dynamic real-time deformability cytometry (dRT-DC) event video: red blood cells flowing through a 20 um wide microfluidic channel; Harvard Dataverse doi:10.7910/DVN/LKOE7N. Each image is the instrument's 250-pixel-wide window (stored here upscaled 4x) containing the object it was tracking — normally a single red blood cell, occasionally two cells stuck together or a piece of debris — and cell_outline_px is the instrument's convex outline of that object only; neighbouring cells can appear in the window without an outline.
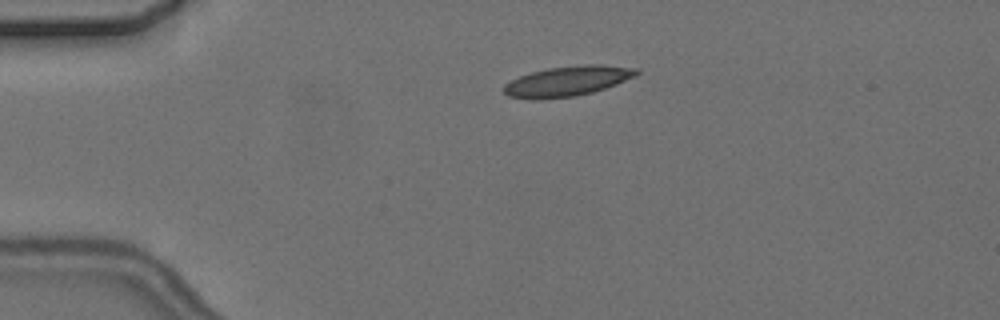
{"species": "common noctule bat (a hibernating species)", "species_latin": "Nyctalus noctula", "temperature_condition": "cold", "stored_images_in_passage": 4, "camera_frame_rate_fps": 3000, "um_per_image_px": 0.085, "animal": {"sex": "female", "body_mass_g": 24.6, "forearm_length_mm": 56.2}, "frame": {"image": 1, "passage_image": 3, "time_ms": 2.0, "image_size_px": [1000, 320], "cell_outline_px": [[640, 72], [636, 76], [616, 84], [592, 92], [576, 96], [540, 100], [508, 96], [500, 88], [504, 84], [520, 76], [532, 72], [548, 68], [584, 64], [600, 64], [640, 68]], "centroid_in_image_um": [48.24, 6.89], "position_along_channel_um": 36.8, "area_um2": 23.41}}